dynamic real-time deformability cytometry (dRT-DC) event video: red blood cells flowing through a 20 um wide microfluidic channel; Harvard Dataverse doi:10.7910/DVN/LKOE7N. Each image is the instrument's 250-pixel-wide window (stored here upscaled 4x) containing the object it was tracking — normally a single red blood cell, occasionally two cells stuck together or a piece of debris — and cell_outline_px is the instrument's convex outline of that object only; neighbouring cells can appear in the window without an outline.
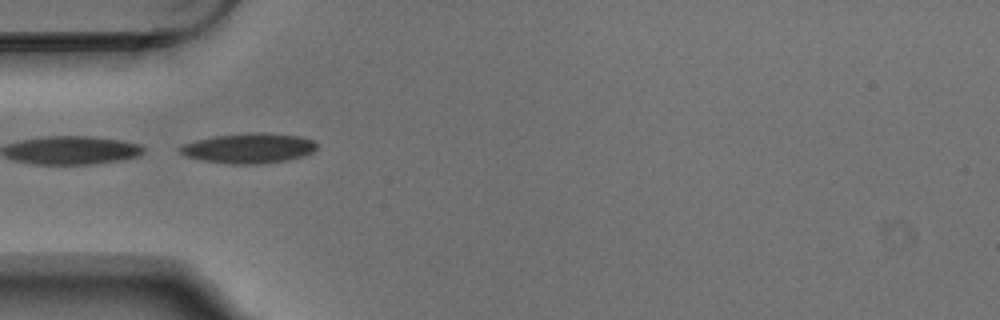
{"species": "Egyptian fruit bat (a non-hibernating species)", "species_latin": "Rousettus aegyptiacus", "temperature_condition": "warm", "stored_images_in_passage": 8, "camera_frame_rate_fps": 3000, "um_per_image_px": 0.085, "animal": {"sex": "male"}, "frame": {"image": 1, "passage_image": 4, "time_ms": 1.0, "image_size_px": [1000, 320], "cell_outline_px": [[316, 148], [312, 152], [304, 156], [288, 160], [260, 164], [232, 164], [200, 160], [184, 156], [176, 148], [184, 144], [196, 140], [212, 136], [248, 132], [268, 132], [300, 136], [312, 140], [316, 144]], "centroid_in_image_um": [21.12, 12.59], "position_along_channel_um": 63.9, "area_um2": 24.28}}
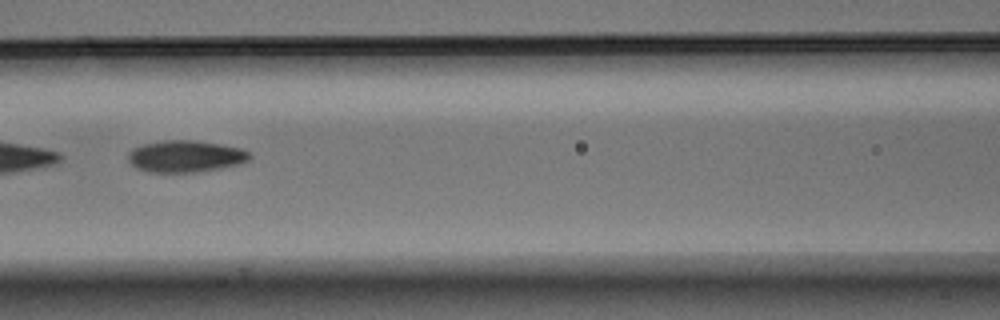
{"frame": {"image": 2, "passage_image": 6, "time_ms": 1.667, "image_size_px": [1000, 320], "cell_outline_px": [[252, 156], [248, 160], [240, 164], [220, 168], [196, 172], [148, 172], [136, 168], [128, 160], [128, 152], [132, 148], [144, 144], [164, 140], [192, 140], [220, 144], [240, 148], [248, 152]], "centroid_in_image_um": [15.75, 13.29], "position_along_channel_um": 150.9, "area_um2": 22.48}}
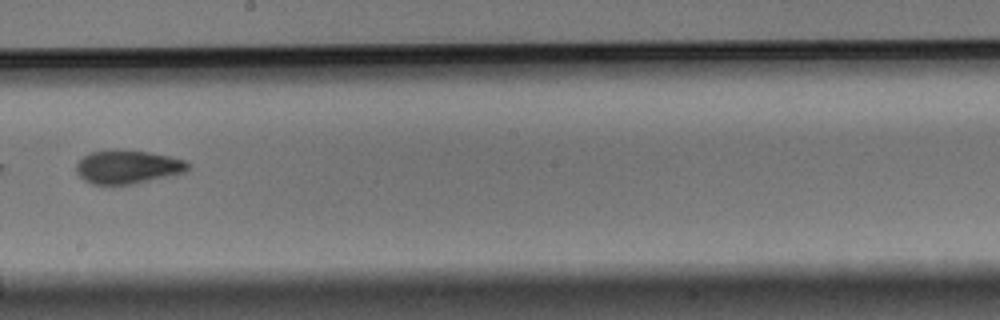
{"frame": {"image": 3, "passage_image": 8, "time_ms": 2.333, "image_size_px": [1000, 320], "cell_outline_px": [[192, 164], [184, 172], [136, 184], [92, 184], [84, 180], [76, 172], [76, 164], [84, 156], [92, 152], [116, 148], [120, 148], [148, 152], [168, 156], [184, 160]], "centroid_in_image_um": [10.84, 14.17], "position_along_channel_um": 237.4, "area_um2": 21.96}}